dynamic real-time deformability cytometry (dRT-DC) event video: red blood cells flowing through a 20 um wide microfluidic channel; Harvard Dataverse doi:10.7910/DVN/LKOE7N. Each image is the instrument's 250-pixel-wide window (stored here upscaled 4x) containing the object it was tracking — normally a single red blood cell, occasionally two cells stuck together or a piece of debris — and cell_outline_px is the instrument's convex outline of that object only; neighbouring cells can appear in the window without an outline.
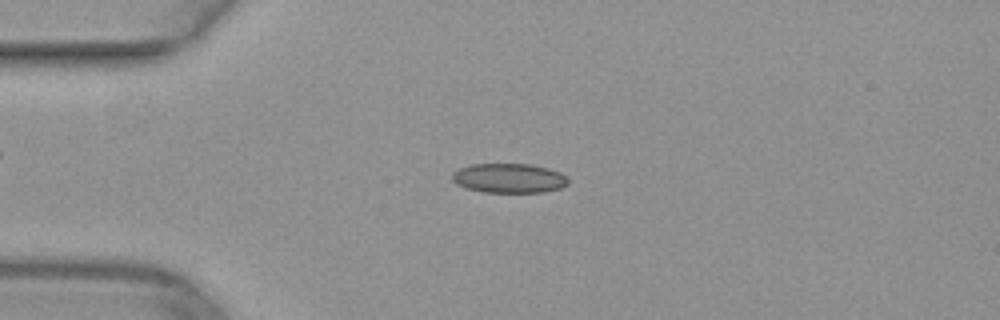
{"species": "common noctule bat (a hibernating species)", "species_latin": "Nyctalus noctula", "temperature_condition": "warm", "stored_images_in_passage": 47, "camera_frame_rate_fps": 3000, "um_per_image_px": 0.085, "animal": {"sex": "female", "body_mass_g": 29.2, "forearm_length_mm": 56.3}, "frame": {"image": 1, "passage_image": 10, "time_ms": 3.0, "image_size_px": [1000, 320], "cell_outline_px": [[568, 184], [560, 188], [544, 192], [484, 192], [468, 188], [456, 184], [452, 180], [452, 172], [460, 168], [472, 164], [532, 164], [548, 168], [560, 172], [568, 176]], "centroid_in_image_um": [43.29, 15.14], "position_along_channel_um": 41.7, "area_um2": 20.0}}
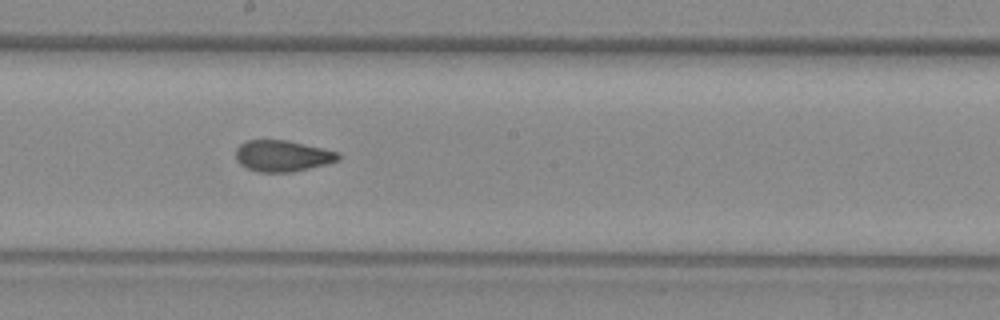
{"frame": {"image": 2, "passage_image": 25, "time_ms": 8.0, "image_size_px": [1000, 320], "cell_outline_px": [[340, 160], [292, 172], [260, 172], [248, 168], [240, 164], [236, 160], [236, 148], [240, 144], [248, 140], [288, 140], [340, 152]], "centroid_in_image_um": [24.01, 13.24], "position_along_channel_um": 224.2, "area_um2": 18.61}}
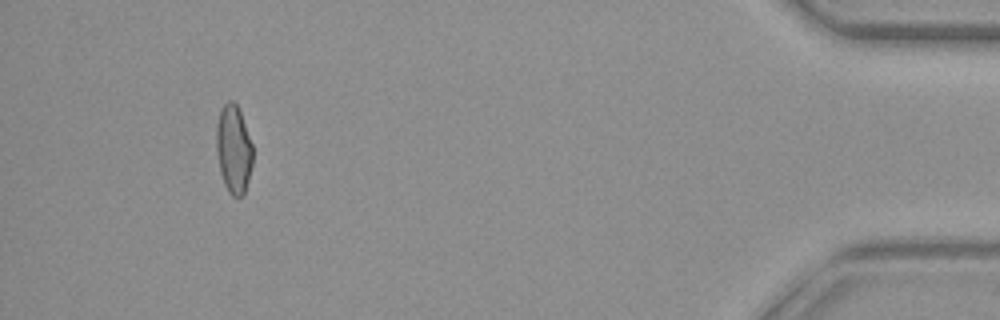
{"frame": {"image": 3, "passage_image": 44, "time_ms": 14.333, "image_size_px": [1000, 320], "cell_outline_px": [[252, 164], [244, 196], [232, 196], [228, 192], [224, 184], [220, 172], [216, 152], [216, 124], [220, 112], [224, 104], [228, 100], [232, 100], [236, 104], [240, 112], [252, 144]], "centroid_in_image_um": [19.84, 12.7], "position_along_channel_um": 415.4, "area_um2": 18.73}}